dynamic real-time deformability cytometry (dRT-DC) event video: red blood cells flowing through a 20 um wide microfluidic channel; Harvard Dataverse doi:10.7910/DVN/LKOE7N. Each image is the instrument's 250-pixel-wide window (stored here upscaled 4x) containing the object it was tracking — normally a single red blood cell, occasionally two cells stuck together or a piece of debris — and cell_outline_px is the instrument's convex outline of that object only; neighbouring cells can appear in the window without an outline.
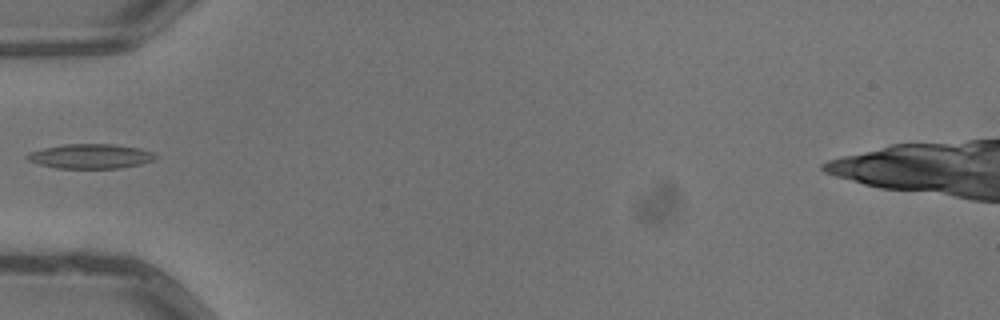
{"species": "common noctule bat (a hibernating species)", "species_latin": "Nyctalus noctula", "temperature_condition": "warm", "stored_images_in_passage": 3, "camera_frame_rate_fps": 3000, "um_per_image_px": 0.085, "animal": {"sex": "male", "body_mass_g": 13.3}, "frame": {"image": 1, "passage_image": 2, "time_ms": 0.333, "image_size_px": [1000, 320], "cell_outline_px": [[160, 156], [152, 160], [140, 164], [120, 168], [56, 168], [40, 164], [28, 160], [24, 156], [28, 152], [44, 148], [64, 144], [112, 144], [140, 148], [156, 152]], "centroid_in_image_um": [7.72, 13.27], "position_along_channel_um": 77.3, "area_um2": 18.5}}
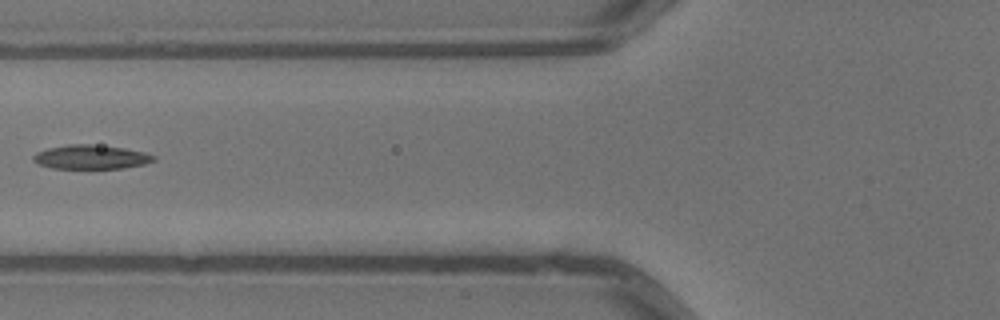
{"frame": {"image": 2, "passage_image": 3, "time_ms": 0.667, "image_size_px": [1000, 320], "cell_outline_px": [[156, 160], [144, 164], [120, 168], [52, 168], [40, 164], [32, 160], [32, 156], [36, 152], [48, 148], [68, 144], [92, 144], [124, 148], [144, 152], [156, 156]], "centroid_in_image_um": [7.72, 13.34], "position_along_channel_um": 118.1, "area_um2": 16.82}}